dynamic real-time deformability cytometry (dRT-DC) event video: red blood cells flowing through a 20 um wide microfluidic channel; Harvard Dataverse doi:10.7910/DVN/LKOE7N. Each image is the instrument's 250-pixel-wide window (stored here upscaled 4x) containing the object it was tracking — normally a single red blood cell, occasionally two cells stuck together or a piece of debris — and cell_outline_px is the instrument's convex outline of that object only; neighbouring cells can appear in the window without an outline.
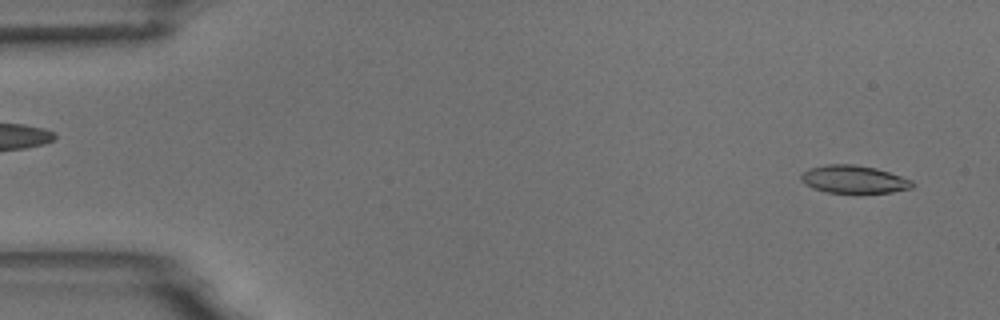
{"species": "common noctule bat (a hibernating species)", "species_latin": "Nyctalus noctula", "temperature_condition": "room temperature", "stored_images_in_passage": 6, "camera_frame_rate_fps": 3000, "um_per_image_px": 0.085, "animal": {"sex": "male", "body_mass_g": 18.8}, "frame": {"image": 1, "passage_image": 1, "time_ms": 0.0, "image_size_px": [1000, 320], "cell_outline_px": [[912, 188], [892, 192], [828, 192], [812, 188], [804, 184], [800, 180], [800, 176], [804, 172], [812, 168], [828, 164], [852, 164], [876, 168], [912, 180]], "centroid_in_image_um": [72.55, 15.24], "position_along_channel_um": 12.5, "area_um2": 17.69}}
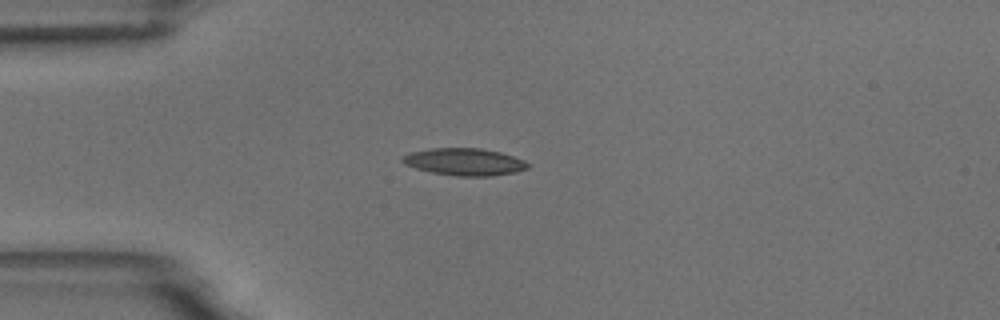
{"frame": {"image": 2, "passage_image": 4, "time_ms": 3.667, "image_size_px": [1000, 320], "cell_outline_px": [[528, 168], [516, 172], [492, 176], [456, 176], [432, 172], [416, 168], [404, 164], [400, 160], [400, 156], [412, 152], [432, 148], [480, 148], [500, 152], [524, 160], [528, 164]], "centroid_in_image_um": [39.46, 13.76], "position_along_channel_um": 45.5, "area_um2": 19.83}}